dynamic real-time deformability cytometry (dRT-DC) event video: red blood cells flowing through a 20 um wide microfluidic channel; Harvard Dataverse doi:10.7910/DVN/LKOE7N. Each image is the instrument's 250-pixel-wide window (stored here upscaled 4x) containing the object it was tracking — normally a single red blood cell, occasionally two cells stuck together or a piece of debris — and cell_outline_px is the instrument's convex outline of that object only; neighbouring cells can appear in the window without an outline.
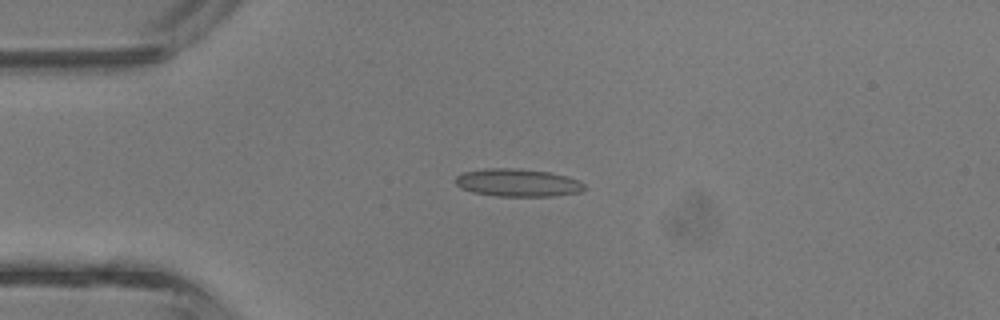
{"species": "common noctule bat (a hibernating species)", "species_latin": "Nyctalus noctula", "temperature_condition": "room temperature", "stored_images_in_passage": 12, "camera_frame_rate_fps": 3000, "um_per_image_px": 0.085, "animal": {"sex": "male", "body_mass_g": 13.3}, "frame": {"image": 1, "passage_image": 10, "time_ms": 3.0, "image_size_px": [1000, 320], "cell_outline_px": [[584, 188], [580, 192], [552, 196], [496, 196], [472, 192], [460, 188], [456, 184], [456, 176], [464, 172], [488, 168], [516, 168], [552, 172], [568, 176], [580, 180], [584, 184]], "centroid_in_image_um": [44.02, 15.52], "position_along_channel_um": 41.0, "area_um2": 20.98}}